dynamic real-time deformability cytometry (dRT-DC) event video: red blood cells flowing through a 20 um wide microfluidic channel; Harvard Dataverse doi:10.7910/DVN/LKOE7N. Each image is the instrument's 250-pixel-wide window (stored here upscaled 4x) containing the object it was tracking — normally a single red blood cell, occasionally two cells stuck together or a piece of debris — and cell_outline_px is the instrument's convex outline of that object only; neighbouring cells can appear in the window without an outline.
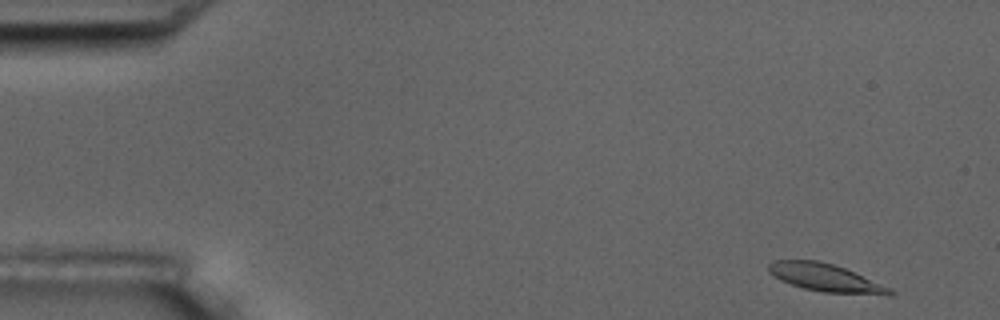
{"species": "common noctule bat (a hibernating species)", "species_latin": "Nyctalus noctula", "temperature_condition": "room temperature", "stored_images_in_passage": 5, "segment_of_instrument_passage": [1, 2], "camera_frame_rate_fps": 3000, "um_per_image_px": 0.085, "animal": {"sex": "male", "body_mass_g": 17.5, "forearm_length_mm": 52.3}, "frame": {"image": 1, "passage_image": 1, "time_ms": 0.0, "image_size_px": [1000, 320], "cell_outline_px": [[896, 292], [892, 296], [888, 296], [824, 292], [804, 288], [780, 280], [768, 272], [768, 264], [772, 260], [820, 260], [844, 268], [888, 288]], "centroid_in_image_um": [70.14, 23.61], "position_along_channel_um": 14.9, "area_um2": 19.42}}